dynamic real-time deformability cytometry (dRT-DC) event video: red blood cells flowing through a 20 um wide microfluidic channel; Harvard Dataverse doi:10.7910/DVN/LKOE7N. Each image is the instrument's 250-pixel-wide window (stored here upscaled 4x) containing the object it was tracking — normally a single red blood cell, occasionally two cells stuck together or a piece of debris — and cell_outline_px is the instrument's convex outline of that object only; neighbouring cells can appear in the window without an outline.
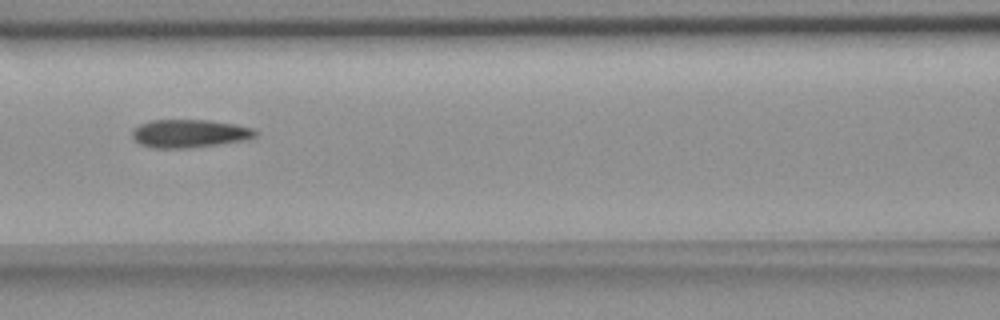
{"species": "common noctule bat (a hibernating species)", "species_latin": "Nyctalus noctula", "temperature_condition": "room temperature", "stored_images_in_passage": 8, "segment_of_instrument_passage": [1, 2], "camera_frame_rate_fps": 3000, "um_per_image_px": 0.085, "animal": {"sex": "female", "body_mass_g": 18.4}, "frame": {"image": 1, "passage_image": 5, "time_ms": 4.667, "image_size_px": [1000, 320], "cell_outline_px": [[256, 136], [244, 140], [188, 148], [152, 148], [140, 144], [132, 136], [132, 132], [140, 124], [152, 120], [208, 120], [236, 124], [252, 128], [256, 132]], "centroid_in_image_um": [16.09, 11.34], "position_along_channel_um": 150.5, "area_um2": 19.94}}
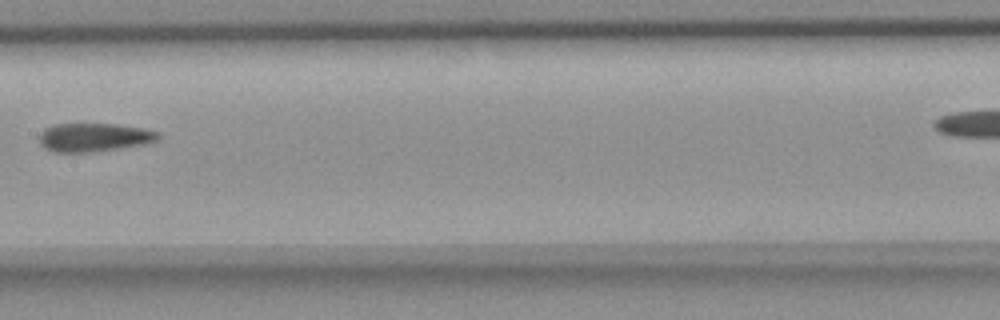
{"frame": {"image": 2, "passage_image": 6, "time_ms": 6.0, "image_size_px": [1000, 320], "cell_outline_px": [[160, 136], [156, 140], [144, 144], [92, 152], [56, 152], [44, 148], [40, 144], [40, 132], [44, 128], [52, 124], [116, 124], [140, 128], [156, 132]], "centroid_in_image_um": [7.92, 11.67], "position_along_channel_um": 199.5, "area_um2": 19.54}}
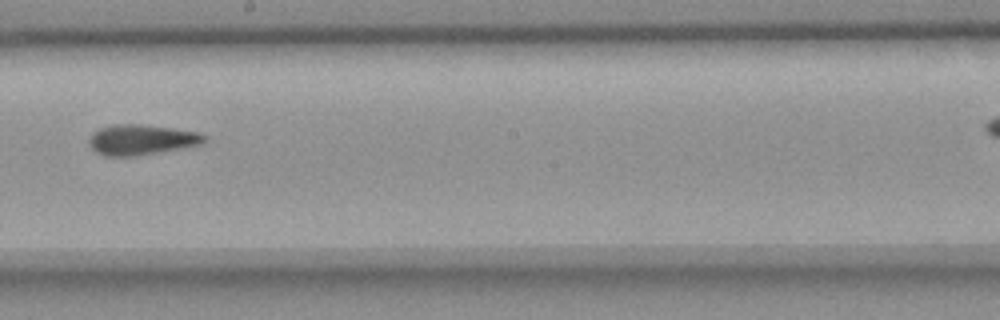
{"frame": {"image": 3, "passage_image": 7, "time_ms": 7.0, "image_size_px": [1000, 320], "cell_outline_px": [[208, 140], [200, 144], [132, 156], [104, 156], [96, 152], [88, 144], [88, 140], [92, 132], [100, 128], [116, 124], [140, 124], [196, 132], [208, 136]], "centroid_in_image_um": [11.96, 11.87], "position_along_channel_um": 236.2, "area_um2": 20.0}}